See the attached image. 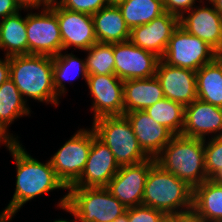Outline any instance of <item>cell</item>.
Wrapping results in <instances>:
<instances>
[{
	"label": "cell",
	"mask_w": 222,
	"mask_h": 222,
	"mask_svg": "<svg viewBox=\"0 0 222 222\" xmlns=\"http://www.w3.org/2000/svg\"><path fill=\"white\" fill-rule=\"evenodd\" d=\"M20 141H12L6 147L15 159L17 167L16 188L13 197L1 215L9 219L20 208L38 195L49 193L55 189H67L58 179L50 160L45 164L34 159L23 149Z\"/></svg>",
	"instance_id": "1"
},
{
	"label": "cell",
	"mask_w": 222,
	"mask_h": 222,
	"mask_svg": "<svg viewBox=\"0 0 222 222\" xmlns=\"http://www.w3.org/2000/svg\"><path fill=\"white\" fill-rule=\"evenodd\" d=\"M10 79L22 94L57 106L58 94L53 84V58L46 55L24 54L9 57Z\"/></svg>",
	"instance_id": "2"
},
{
	"label": "cell",
	"mask_w": 222,
	"mask_h": 222,
	"mask_svg": "<svg viewBox=\"0 0 222 222\" xmlns=\"http://www.w3.org/2000/svg\"><path fill=\"white\" fill-rule=\"evenodd\" d=\"M142 205L166 215L187 214L193 208V188L155 162L146 178Z\"/></svg>",
	"instance_id": "3"
},
{
	"label": "cell",
	"mask_w": 222,
	"mask_h": 222,
	"mask_svg": "<svg viewBox=\"0 0 222 222\" xmlns=\"http://www.w3.org/2000/svg\"><path fill=\"white\" fill-rule=\"evenodd\" d=\"M155 159L165 171L193 189L209 179L205 170L204 139L174 135Z\"/></svg>",
	"instance_id": "4"
},
{
	"label": "cell",
	"mask_w": 222,
	"mask_h": 222,
	"mask_svg": "<svg viewBox=\"0 0 222 222\" xmlns=\"http://www.w3.org/2000/svg\"><path fill=\"white\" fill-rule=\"evenodd\" d=\"M91 127L96 136L109 147L119 166L134 165L149 159L139 146L125 115L100 117L93 121Z\"/></svg>",
	"instance_id": "5"
},
{
	"label": "cell",
	"mask_w": 222,
	"mask_h": 222,
	"mask_svg": "<svg viewBox=\"0 0 222 222\" xmlns=\"http://www.w3.org/2000/svg\"><path fill=\"white\" fill-rule=\"evenodd\" d=\"M67 204L79 222H114L126 207L106 187H69Z\"/></svg>",
	"instance_id": "6"
},
{
	"label": "cell",
	"mask_w": 222,
	"mask_h": 222,
	"mask_svg": "<svg viewBox=\"0 0 222 222\" xmlns=\"http://www.w3.org/2000/svg\"><path fill=\"white\" fill-rule=\"evenodd\" d=\"M218 55L205 41L189 34L179 25L173 32L161 60L171 66L197 71Z\"/></svg>",
	"instance_id": "7"
},
{
	"label": "cell",
	"mask_w": 222,
	"mask_h": 222,
	"mask_svg": "<svg viewBox=\"0 0 222 222\" xmlns=\"http://www.w3.org/2000/svg\"><path fill=\"white\" fill-rule=\"evenodd\" d=\"M92 145L91 130L80 129L50 158L58 179L66 188L81 176Z\"/></svg>",
	"instance_id": "8"
},
{
	"label": "cell",
	"mask_w": 222,
	"mask_h": 222,
	"mask_svg": "<svg viewBox=\"0 0 222 222\" xmlns=\"http://www.w3.org/2000/svg\"><path fill=\"white\" fill-rule=\"evenodd\" d=\"M28 54L54 57L62 52V37L57 13L50 6L41 13L26 15Z\"/></svg>",
	"instance_id": "9"
},
{
	"label": "cell",
	"mask_w": 222,
	"mask_h": 222,
	"mask_svg": "<svg viewBox=\"0 0 222 222\" xmlns=\"http://www.w3.org/2000/svg\"><path fill=\"white\" fill-rule=\"evenodd\" d=\"M114 75L125 81L155 76L160 57L135 46L130 40L113 43Z\"/></svg>",
	"instance_id": "10"
},
{
	"label": "cell",
	"mask_w": 222,
	"mask_h": 222,
	"mask_svg": "<svg viewBox=\"0 0 222 222\" xmlns=\"http://www.w3.org/2000/svg\"><path fill=\"white\" fill-rule=\"evenodd\" d=\"M155 158L134 165L120 166L106 187L126 208L142 204L146 178Z\"/></svg>",
	"instance_id": "11"
},
{
	"label": "cell",
	"mask_w": 222,
	"mask_h": 222,
	"mask_svg": "<svg viewBox=\"0 0 222 222\" xmlns=\"http://www.w3.org/2000/svg\"><path fill=\"white\" fill-rule=\"evenodd\" d=\"M88 89L93 96V120L105 116L124 115L123 80L116 75H88Z\"/></svg>",
	"instance_id": "12"
},
{
	"label": "cell",
	"mask_w": 222,
	"mask_h": 222,
	"mask_svg": "<svg viewBox=\"0 0 222 222\" xmlns=\"http://www.w3.org/2000/svg\"><path fill=\"white\" fill-rule=\"evenodd\" d=\"M119 168L114 154L92 128V145L85 168L80 178L70 187H107Z\"/></svg>",
	"instance_id": "13"
},
{
	"label": "cell",
	"mask_w": 222,
	"mask_h": 222,
	"mask_svg": "<svg viewBox=\"0 0 222 222\" xmlns=\"http://www.w3.org/2000/svg\"><path fill=\"white\" fill-rule=\"evenodd\" d=\"M50 6L57 13L62 37V51L71 46L85 51L97 42L90 14L67 10L56 2H52Z\"/></svg>",
	"instance_id": "14"
},
{
	"label": "cell",
	"mask_w": 222,
	"mask_h": 222,
	"mask_svg": "<svg viewBox=\"0 0 222 222\" xmlns=\"http://www.w3.org/2000/svg\"><path fill=\"white\" fill-rule=\"evenodd\" d=\"M179 26V17L168 12L154 18L151 22L133 27L130 41L144 50L162 58L173 32Z\"/></svg>",
	"instance_id": "15"
},
{
	"label": "cell",
	"mask_w": 222,
	"mask_h": 222,
	"mask_svg": "<svg viewBox=\"0 0 222 222\" xmlns=\"http://www.w3.org/2000/svg\"><path fill=\"white\" fill-rule=\"evenodd\" d=\"M212 7L195 6L188 16L179 18V25L189 34L197 36L211 46L219 55L222 52V15Z\"/></svg>",
	"instance_id": "16"
},
{
	"label": "cell",
	"mask_w": 222,
	"mask_h": 222,
	"mask_svg": "<svg viewBox=\"0 0 222 222\" xmlns=\"http://www.w3.org/2000/svg\"><path fill=\"white\" fill-rule=\"evenodd\" d=\"M155 76L165 98L184 106L197 99L196 71L171 66L160 59Z\"/></svg>",
	"instance_id": "17"
},
{
	"label": "cell",
	"mask_w": 222,
	"mask_h": 222,
	"mask_svg": "<svg viewBox=\"0 0 222 222\" xmlns=\"http://www.w3.org/2000/svg\"><path fill=\"white\" fill-rule=\"evenodd\" d=\"M210 133H217L214 137L222 135V108L195 99L191 104L185 106L181 135L205 140V136Z\"/></svg>",
	"instance_id": "18"
},
{
	"label": "cell",
	"mask_w": 222,
	"mask_h": 222,
	"mask_svg": "<svg viewBox=\"0 0 222 222\" xmlns=\"http://www.w3.org/2000/svg\"><path fill=\"white\" fill-rule=\"evenodd\" d=\"M133 128L138 144L149 158H156L174 134L164 125L155 122L145 111L124 114Z\"/></svg>",
	"instance_id": "19"
},
{
	"label": "cell",
	"mask_w": 222,
	"mask_h": 222,
	"mask_svg": "<svg viewBox=\"0 0 222 222\" xmlns=\"http://www.w3.org/2000/svg\"><path fill=\"white\" fill-rule=\"evenodd\" d=\"M124 114L143 111L165 98L156 76L123 81Z\"/></svg>",
	"instance_id": "20"
},
{
	"label": "cell",
	"mask_w": 222,
	"mask_h": 222,
	"mask_svg": "<svg viewBox=\"0 0 222 222\" xmlns=\"http://www.w3.org/2000/svg\"><path fill=\"white\" fill-rule=\"evenodd\" d=\"M97 42L119 43L130 39V29L126 25L118 6L108 5L91 15Z\"/></svg>",
	"instance_id": "21"
},
{
	"label": "cell",
	"mask_w": 222,
	"mask_h": 222,
	"mask_svg": "<svg viewBox=\"0 0 222 222\" xmlns=\"http://www.w3.org/2000/svg\"><path fill=\"white\" fill-rule=\"evenodd\" d=\"M192 212L207 222H222V184L207 179L196 186Z\"/></svg>",
	"instance_id": "22"
},
{
	"label": "cell",
	"mask_w": 222,
	"mask_h": 222,
	"mask_svg": "<svg viewBox=\"0 0 222 222\" xmlns=\"http://www.w3.org/2000/svg\"><path fill=\"white\" fill-rule=\"evenodd\" d=\"M22 94L9 78L0 86V132L11 142L17 137L8 133V126L17 118L30 114Z\"/></svg>",
	"instance_id": "23"
},
{
	"label": "cell",
	"mask_w": 222,
	"mask_h": 222,
	"mask_svg": "<svg viewBox=\"0 0 222 222\" xmlns=\"http://www.w3.org/2000/svg\"><path fill=\"white\" fill-rule=\"evenodd\" d=\"M197 99L222 108V56L196 71Z\"/></svg>",
	"instance_id": "24"
},
{
	"label": "cell",
	"mask_w": 222,
	"mask_h": 222,
	"mask_svg": "<svg viewBox=\"0 0 222 222\" xmlns=\"http://www.w3.org/2000/svg\"><path fill=\"white\" fill-rule=\"evenodd\" d=\"M0 49L7 51V57L28 54L26 16L22 18L19 11L0 21Z\"/></svg>",
	"instance_id": "25"
},
{
	"label": "cell",
	"mask_w": 222,
	"mask_h": 222,
	"mask_svg": "<svg viewBox=\"0 0 222 222\" xmlns=\"http://www.w3.org/2000/svg\"><path fill=\"white\" fill-rule=\"evenodd\" d=\"M117 6L130 30L151 22L165 12L162 0H123Z\"/></svg>",
	"instance_id": "26"
},
{
	"label": "cell",
	"mask_w": 222,
	"mask_h": 222,
	"mask_svg": "<svg viewBox=\"0 0 222 222\" xmlns=\"http://www.w3.org/2000/svg\"><path fill=\"white\" fill-rule=\"evenodd\" d=\"M53 58V84L56 93L61 97L66 93L65 83L63 81H72L79 76H83L87 82V69L85 59H79L72 53L62 54L52 57ZM64 83V84H63Z\"/></svg>",
	"instance_id": "27"
},
{
	"label": "cell",
	"mask_w": 222,
	"mask_h": 222,
	"mask_svg": "<svg viewBox=\"0 0 222 222\" xmlns=\"http://www.w3.org/2000/svg\"><path fill=\"white\" fill-rule=\"evenodd\" d=\"M148 114L155 122L164 125L174 135H181L184 126L185 106L164 98L146 108Z\"/></svg>",
	"instance_id": "28"
},
{
	"label": "cell",
	"mask_w": 222,
	"mask_h": 222,
	"mask_svg": "<svg viewBox=\"0 0 222 222\" xmlns=\"http://www.w3.org/2000/svg\"><path fill=\"white\" fill-rule=\"evenodd\" d=\"M85 51L88 52L85 58L88 75H114L113 43L96 42Z\"/></svg>",
	"instance_id": "29"
},
{
	"label": "cell",
	"mask_w": 222,
	"mask_h": 222,
	"mask_svg": "<svg viewBox=\"0 0 222 222\" xmlns=\"http://www.w3.org/2000/svg\"><path fill=\"white\" fill-rule=\"evenodd\" d=\"M204 155L207 177L212 179L222 170V135L211 136L208 142L204 140Z\"/></svg>",
	"instance_id": "30"
},
{
	"label": "cell",
	"mask_w": 222,
	"mask_h": 222,
	"mask_svg": "<svg viewBox=\"0 0 222 222\" xmlns=\"http://www.w3.org/2000/svg\"><path fill=\"white\" fill-rule=\"evenodd\" d=\"M56 3L67 10L90 15L108 6L106 0H56Z\"/></svg>",
	"instance_id": "31"
},
{
	"label": "cell",
	"mask_w": 222,
	"mask_h": 222,
	"mask_svg": "<svg viewBox=\"0 0 222 222\" xmlns=\"http://www.w3.org/2000/svg\"><path fill=\"white\" fill-rule=\"evenodd\" d=\"M129 222H161L166 216L162 211L150 206L138 205L126 209Z\"/></svg>",
	"instance_id": "32"
},
{
	"label": "cell",
	"mask_w": 222,
	"mask_h": 222,
	"mask_svg": "<svg viewBox=\"0 0 222 222\" xmlns=\"http://www.w3.org/2000/svg\"><path fill=\"white\" fill-rule=\"evenodd\" d=\"M164 10L170 14L176 15L179 18L186 12L191 10L195 5L196 0H162Z\"/></svg>",
	"instance_id": "33"
},
{
	"label": "cell",
	"mask_w": 222,
	"mask_h": 222,
	"mask_svg": "<svg viewBox=\"0 0 222 222\" xmlns=\"http://www.w3.org/2000/svg\"><path fill=\"white\" fill-rule=\"evenodd\" d=\"M19 10L22 9L15 0H0V17L2 19L17 13Z\"/></svg>",
	"instance_id": "34"
},
{
	"label": "cell",
	"mask_w": 222,
	"mask_h": 222,
	"mask_svg": "<svg viewBox=\"0 0 222 222\" xmlns=\"http://www.w3.org/2000/svg\"><path fill=\"white\" fill-rule=\"evenodd\" d=\"M15 2L20 6V8L27 10V9H38L40 6H43V8L50 7L52 2L50 0H15Z\"/></svg>",
	"instance_id": "35"
},
{
	"label": "cell",
	"mask_w": 222,
	"mask_h": 222,
	"mask_svg": "<svg viewBox=\"0 0 222 222\" xmlns=\"http://www.w3.org/2000/svg\"><path fill=\"white\" fill-rule=\"evenodd\" d=\"M4 58V60L0 59V86L10 78L9 57Z\"/></svg>",
	"instance_id": "36"
},
{
	"label": "cell",
	"mask_w": 222,
	"mask_h": 222,
	"mask_svg": "<svg viewBox=\"0 0 222 222\" xmlns=\"http://www.w3.org/2000/svg\"><path fill=\"white\" fill-rule=\"evenodd\" d=\"M58 206L61 209L69 212L70 214H72L75 217V220L72 221V220H67V219L66 220L65 219H58V220H55L53 222H77V221L79 222L80 221L79 218L77 217L75 211L67 204V195H64L63 198L60 199V202L58 203Z\"/></svg>",
	"instance_id": "37"
},
{
	"label": "cell",
	"mask_w": 222,
	"mask_h": 222,
	"mask_svg": "<svg viewBox=\"0 0 222 222\" xmlns=\"http://www.w3.org/2000/svg\"><path fill=\"white\" fill-rule=\"evenodd\" d=\"M179 222H207L205 219L197 217L193 212L179 215Z\"/></svg>",
	"instance_id": "38"
},
{
	"label": "cell",
	"mask_w": 222,
	"mask_h": 222,
	"mask_svg": "<svg viewBox=\"0 0 222 222\" xmlns=\"http://www.w3.org/2000/svg\"><path fill=\"white\" fill-rule=\"evenodd\" d=\"M208 2H211V4L214 5V8L222 15V0H209Z\"/></svg>",
	"instance_id": "39"
},
{
	"label": "cell",
	"mask_w": 222,
	"mask_h": 222,
	"mask_svg": "<svg viewBox=\"0 0 222 222\" xmlns=\"http://www.w3.org/2000/svg\"><path fill=\"white\" fill-rule=\"evenodd\" d=\"M161 222H179V215H166Z\"/></svg>",
	"instance_id": "40"
},
{
	"label": "cell",
	"mask_w": 222,
	"mask_h": 222,
	"mask_svg": "<svg viewBox=\"0 0 222 222\" xmlns=\"http://www.w3.org/2000/svg\"><path fill=\"white\" fill-rule=\"evenodd\" d=\"M114 222H129L127 211L124 214H122L121 216H119Z\"/></svg>",
	"instance_id": "41"
},
{
	"label": "cell",
	"mask_w": 222,
	"mask_h": 222,
	"mask_svg": "<svg viewBox=\"0 0 222 222\" xmlns=\"http://www.w3.org/2000/svg\"><path fill=\"white\" fill-rule=\"evenodd\" d=\"M212 179L217 183L222 184V170L219 171Z\"/></svg>",
	"instance_id": "42"
},
{
	"label": "cell",
	"mask_w": 222,
	"mask_h": 222,
	"mask_svg": "<svg viewBox=\"0 0 222 222\" xmlns=\"http://www.w3.org/2000/svg\"><path fill=\"white\" fill-rule=\"evenodd\" d=\"M10 142L11 141L0 132V143H3V144L5 143V145L7 146Z\"/></svg>",
	"instance_id": "43"
},
{
	"label": "cell",
	"mask_w": 222,
	"mask_h": 222,
	"mask_svg": "<svg viewBox=\"0 0 222 222\" xmlns=\"http://www.w3.org/2000/svg\"><path fill=\"white\" fill-rule=\"evenodd\" d=\"M123 0H106L108 5H114L117 6L118 4H120Z\"/></svg>",
	"instance_id": "44"
},
{
	"label": "cell",
	"mask_w": 222,
	"mask_h": 222,
	"mask_svg": "<svg viewBox=\"0 0 222 222\" xmlns=\"http://www.w3.org/2000/svg\"><path fill=\"white\" fill-rule=\"evenodd\" d=\"M11 219L7 218L6 216H3L0 214V222H10Z\"/></svg>",
	"instance_id": "45"
}]
</instances>
